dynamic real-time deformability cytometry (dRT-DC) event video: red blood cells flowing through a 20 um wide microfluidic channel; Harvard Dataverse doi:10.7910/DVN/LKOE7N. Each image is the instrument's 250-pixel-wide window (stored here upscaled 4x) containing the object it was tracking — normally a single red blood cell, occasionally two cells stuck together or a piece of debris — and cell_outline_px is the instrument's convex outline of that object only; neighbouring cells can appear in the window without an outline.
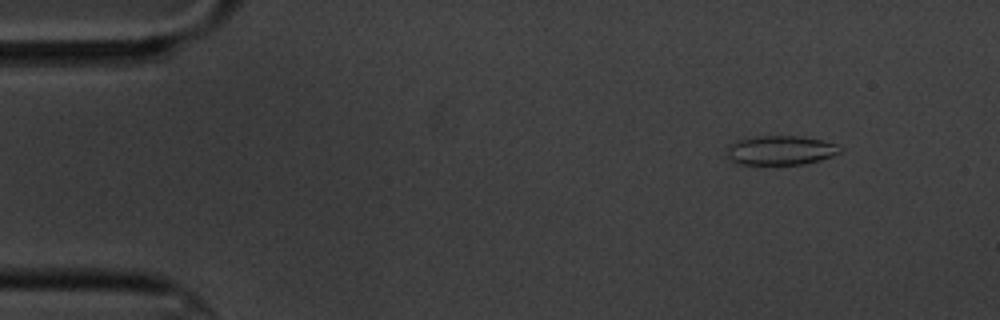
{"species": "common noctule bat (a hibernating species)", "species_latin": "Nyctalus noctula", "temperature_condition": "cold", "stored_images_in_passage": 6, "camera_frame_rate_fps": 3000, "um_per_image_px": 0.085, "animal": {"sex": "male", "body_mass_g": 20.1, "forearm_length_mm": 53.5}, "frame": {"image": 1, "passage_image": 2, "time_ms": 1.0, "image_size_px": [1000, 320], "cell_outline_px": [[844, 148], [840, 152], [832, 156], [820, 160], [804, 164], [736, 164], [728, 160], [728, 144], [740, 140], [756, 136], [796, 136], [820, 140], [836, 144]], "centroid_in_image_um": [66.34, 12.78], "position_along_channel_um": 18.7, "area_um2": 19.25}}
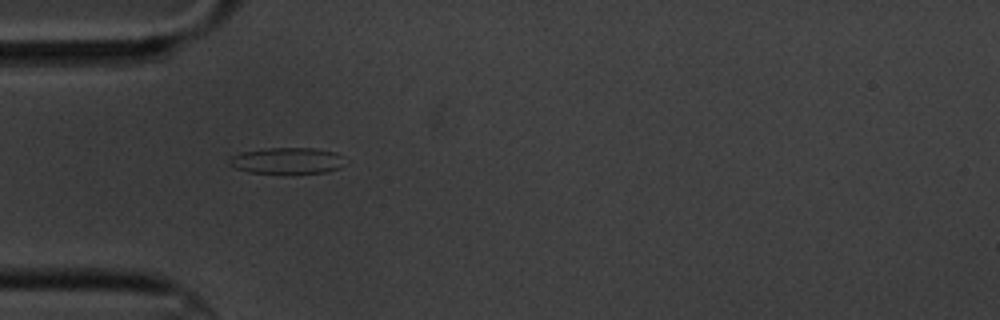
{"frame": {"image": 2, "passage_image": 5, "time_ms": 4.667, "image_size_px": [1000, 320], "cell_outline_px": [[340, 168], [328, 172], [292, 176], [248, 172], [236, 168], [228, 164], [228, 160], [232, 156], [240, 152], [268, 148], [312, 148], [336, 152], [340, 156]], "centroid_in_image_um": [24.35, 13.71], "position_along_channel_um": 60.7, "area_um2": 18.32}}